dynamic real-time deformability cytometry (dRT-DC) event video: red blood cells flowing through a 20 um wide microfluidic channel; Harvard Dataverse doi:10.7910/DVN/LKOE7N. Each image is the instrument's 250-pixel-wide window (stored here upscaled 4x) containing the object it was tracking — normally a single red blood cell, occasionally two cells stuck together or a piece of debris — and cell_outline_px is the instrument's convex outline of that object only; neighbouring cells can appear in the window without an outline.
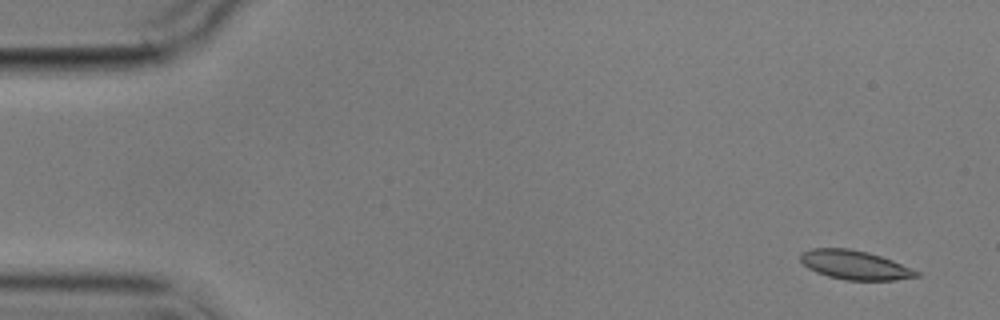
{"species": "common noctule bat (a hibernating species)", "species_latin": "Nyctalus noctula", "temperature_condition": "cold", "stored_images_in_passage": 9, "camera_frame_rate_fps": 3000, "um_per_image_px": 0.085, "animal": {"sex": "male", "body_mass_g": 17.9}, "frame": {"image": 1, "passage_image": 1, "time_ms": 0.0, "image_size_px": [1000, 320], "cell_outline_px": [[920, 276], [896, 280], [844, 280], [828, 276], [816, 272], [808, 268], [800, 260], [800, 252], [812, 248], [848, 248], [868, 252], [892, 260], [920, 272]], "centroid_in_image_um": [72.64, 22.52], "position_along_channel_um": 12.4, "area_um2": 19.65}}
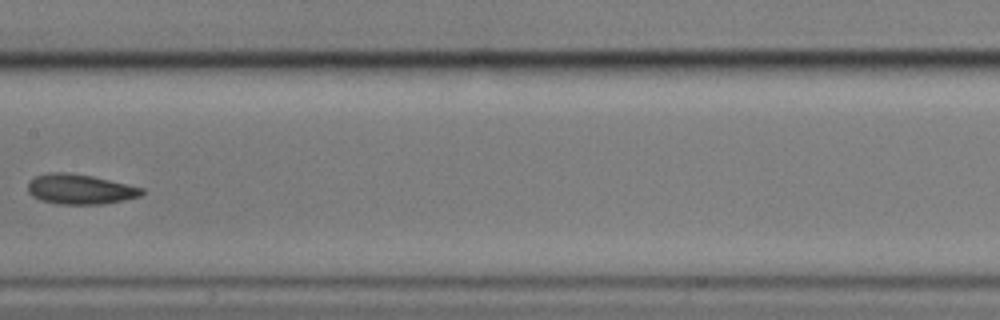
{"frame": {"image": 2, "passage_image": 7, "time_ms": 8.667, "image_size_px": [1000, 320], "cell_outline_px": [[144, 192], [140, 196], [124, 200], [104, 204], [56, 204], [40, 200], [32, 196], [28, 192], [28, 180], [36, 176], [48, 172], [68, 172], [92, 176], [128, 184], [144, 188]], "centroid_in_image_um": [6.78, 16.08], "position_along_channel_um": 200.6, "area_um2": 20.11}}
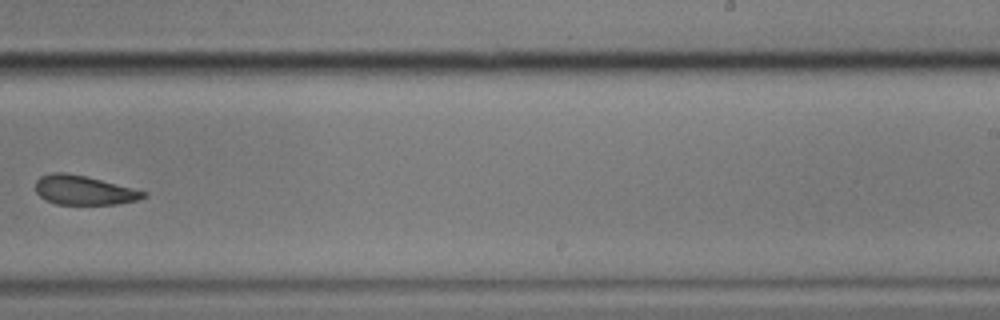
{"frame": {"image": 3, "passage_image": 9, "time_ms": 11.0, "image_size_px": [1000, 320], "cell_outline_px": [[148, 196], [136, 200], [116, 204], [56, 204], [44, 200], [36, 192], [36, 180], [40, 176], [52, 172], [64, 172], [88, 176], [148, 192]], "centroid_in_image_um": [7.12, 16.16], "position_along_channel_um": 281.9, "area_um2": 18.55}}